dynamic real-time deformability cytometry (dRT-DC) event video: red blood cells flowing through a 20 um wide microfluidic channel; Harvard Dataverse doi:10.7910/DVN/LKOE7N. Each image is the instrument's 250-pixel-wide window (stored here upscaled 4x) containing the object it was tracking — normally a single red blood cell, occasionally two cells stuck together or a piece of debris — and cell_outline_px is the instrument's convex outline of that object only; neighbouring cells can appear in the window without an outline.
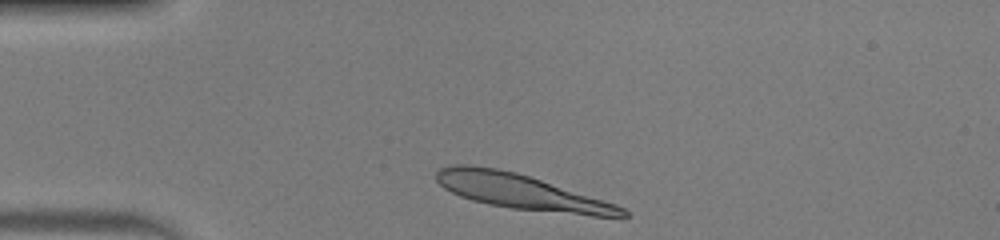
{"species": "human", "species_latin": "Homo sapiens", "temperature_condition": "warm", "stored_images_in_passage": 33, "camera_frame_rate_fps": 3000, "um_per_image_px": 0.085, "donor": {"sex": "male"}, "frame": {"image": 1, "passage_image": 1, "time_ms": 0.0, "image_size_px": [1000, 240], "cell_outline_px": [[628, 216], [620, 220], [512, 208], [488, 204], [472, 200], [460, 196], [444, 188], [436, 180], [436, 172], [440, 168], [452, 164], [472, 164], [496, 168], [516, 172], [616, 204], [624, 208], [628, 212]], "centroid_in_image_um": [44.4, 16.33], "position_along_channel_um": 40.6, "area_um2": 38.49}}
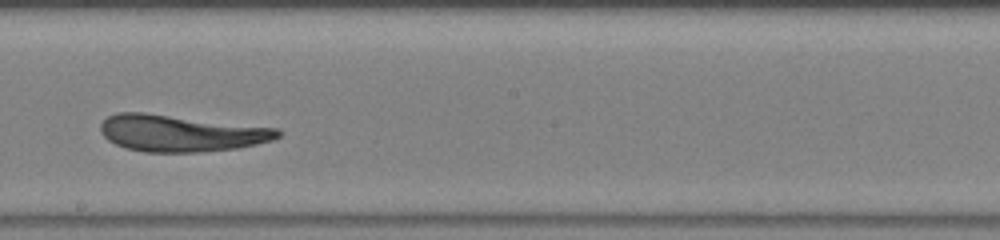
{"frame": {"image": 2, "passage_image": 18, "time_ms": 5.667, "image_size_px": [1000, 240], "cell_outline_px": [[280, 136], [272, 140], [240, 148], [200, 152], [144, 152], [124, 148], [108, 140], [100, 132], [100, 124], [108, 116], [116, 112], [144, 112], [280, 128]], "centroid_in_image_um": [15.36, 11.32], "position_along_channel_um": 232.8, "area_um2": 38.21}}
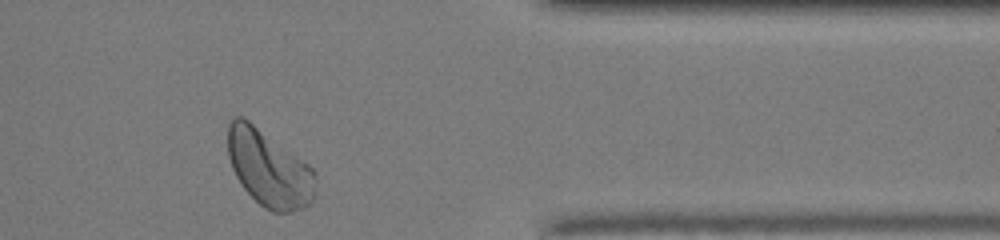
{"frame": {"image": 3, "passage_image": 31, "time_ms": 10.0, "image_size_px": [1000, 240], "cell_outline_px": [[316, 196], [304, 208], [292, 212], [272, 212], [264, 208], [244, 188], [236, 176], [232, 168], [228, 156], [228, 124], [236, 116], [244, 116], [308, 164], [316, 172]], "centroid_in_image_um": [22.88, 14.33], "position_along_channel_um": 388.5, "area_um2": 39.19}, "authors_computed_cell_mechanics": {"area_um2": 38.0324, "velocity_mm_per_s": 3.9979, "shape_relaxation_time_tau1_ms": 3.8135, "shape_relaxation_time_tau2_ms": 1.2684, "deformation_change_tau1": 0.2004, "deformation_change_tau2": 0.059}}